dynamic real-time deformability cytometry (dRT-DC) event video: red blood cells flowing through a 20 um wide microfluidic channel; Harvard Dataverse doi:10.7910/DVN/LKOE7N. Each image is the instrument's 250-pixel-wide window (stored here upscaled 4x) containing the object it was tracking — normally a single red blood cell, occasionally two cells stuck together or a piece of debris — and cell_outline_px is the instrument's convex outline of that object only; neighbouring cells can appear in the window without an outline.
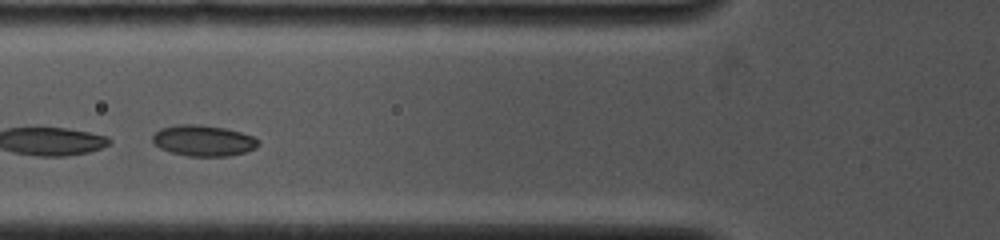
{"species": "common noctule bat (a hibernating species)", "species_latin": "Nyctalus noctula", "temperature_condition": "cold", "stored_images_in_passage": 15, "camera_frame_rate_fps": 4000, "um_per_image_px": 0.085, "animal": {"sex": "female", "body_mass_g": 19.0, "forearm_length_mm": 53.3}, "frame": {"image": 1, "passage_image": 3, "time_ms": 1.0, "image_size_px": [1000, 240], "cell_outline_px": [[260, 144], [256, 148], [244, 152], [228, 156], [188, 156], [172, 152], [160, 148], [152, 144], [152, 136], [160, 128], [176, 124], [200, 124], [224, 128], [240, 132], [252, 136], [260, 140]], "centroid_in_image_um": [17.27, 11.94], "position_along_channel_um": 108.5, "area_um2": 19.19}}